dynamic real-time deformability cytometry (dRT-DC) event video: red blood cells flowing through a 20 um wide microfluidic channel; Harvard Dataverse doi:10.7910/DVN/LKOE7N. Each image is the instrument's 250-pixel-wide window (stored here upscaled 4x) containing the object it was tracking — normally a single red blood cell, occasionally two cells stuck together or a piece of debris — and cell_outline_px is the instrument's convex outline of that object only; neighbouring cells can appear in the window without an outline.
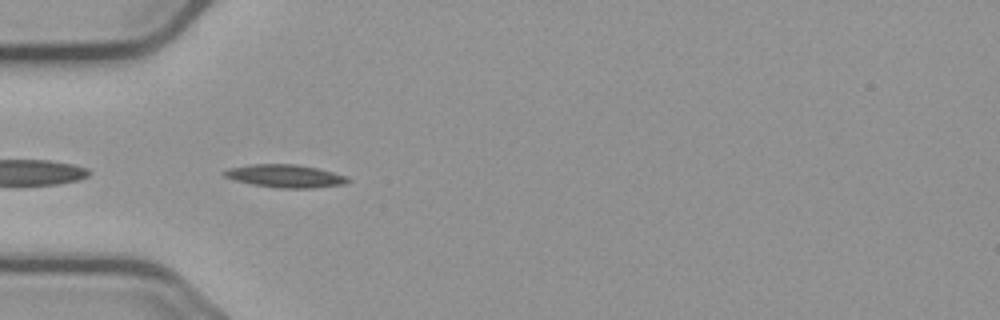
{"species": "common noctule bat (a hibernating species)", "species_latin": "Nyctalus noctula", "temperature_condition": "cold", "stored_images_in_passage": 40, "camera_frame_rate_fps": 3000, "um_per_image_px": 0.085, "animal": {"sex": "male", "body_mass_g": 23.1, "forearm_length_mm": 52.7}, "frame": {"image": 1, "passage_image": 2, "time_ms": 0.333, "image_size_px": [1000, 320], "cell_outline_px": [[352, 180], [344, 184], [312, 188], [276, 188], [252, 184], [236, 180], [224, 176], [220, 172], [228, 168], [252, 164], [296, 164], [316, 168], [348, 176]], "centroid_in_image_um": [24.24, 14.96], "position_along_channel_um": 60.8, "area_um2": 16.53}}
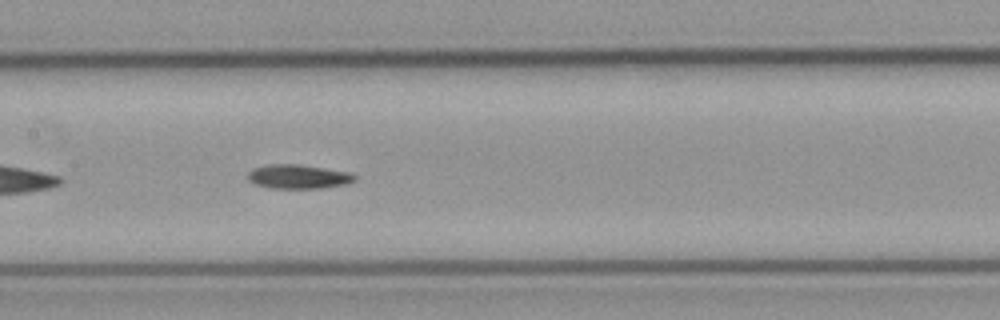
{"frame": {"image": 2, "passage_image": 12, "time_ms": 3.667, "image_size_px": [1000, 320], "cell_outline_px": [[356, 180], [348, 184], [324, 188], [268, 188], [252, 184], [248, 180], [248, 172], [256, 168], [272, 164], [300, 164], [348, 172], [356, 176]], "centroid_in_image_um": [25.36, 15.03], "position_along_channel_um": 182.0, "area_um2": 15.09}}
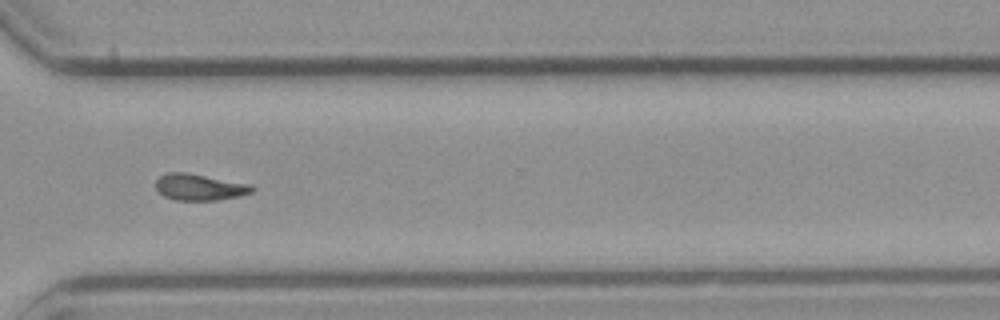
{"frame": {"image": 3, "passage_image": 26, "time_ms": 8.333, "image_size_px": [1000, 320], "cell_outline_px": [[256, 188], [252, 192], [240, 196], [216, 200], [176, 200], [164, 196], [156, 188], [156, 180], [160, 176], [168, 172], [184, 172], [252, 184]], "centroid_in_image_um": [16.99, 15.9], "position_along_channel_um": 353.6, "area_um2": 14.8}, "authors_computed_cell_mechanics": {"area_um2": 14.7679, "velocity_mm_per_s": 3.691, "shape_relaxation_time_tau1_ms": null, "shape_relaxation_time_tau2_ms": 5.0423, "deformation_change_tau1": null, "deformation_change_tau2": 0.1121}}